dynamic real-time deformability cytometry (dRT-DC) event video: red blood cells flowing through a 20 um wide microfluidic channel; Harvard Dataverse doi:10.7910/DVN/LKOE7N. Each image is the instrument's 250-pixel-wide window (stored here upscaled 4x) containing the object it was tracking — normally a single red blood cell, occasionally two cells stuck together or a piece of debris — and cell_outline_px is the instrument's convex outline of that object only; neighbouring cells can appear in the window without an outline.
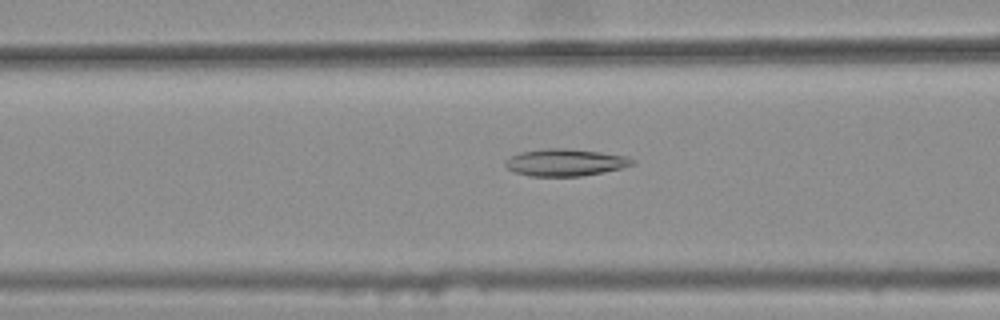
{"species": "common noctule bat (a hibernating species)", "species_latin": "Nyctalus noctula", "temperature_condition": "warm", "stored_images_in_passage": 42, "camera_frame_rate_fps": 3000, "um_per_image_px": 0.085, "animal": {"sex": "female", "body_mass_g": 25.1}, "frame": {"image": 1, "passage_image": 16, "time_ms": 5.0, "image_size_px": [1000, 320], "cell_outline_px": [[636, 164], [604, 172], [580, 176], [528, 176], [516, 172], [508, 168], [504, 164], [512, 156], [520, 152], [544, 148], [564, 148], [600, 152], [628, 156], [636, 160]], "centroid_in_image_um": [48.1, 13.8], "position_along_channel_um": 118.5, "area_um2": 20.0}}
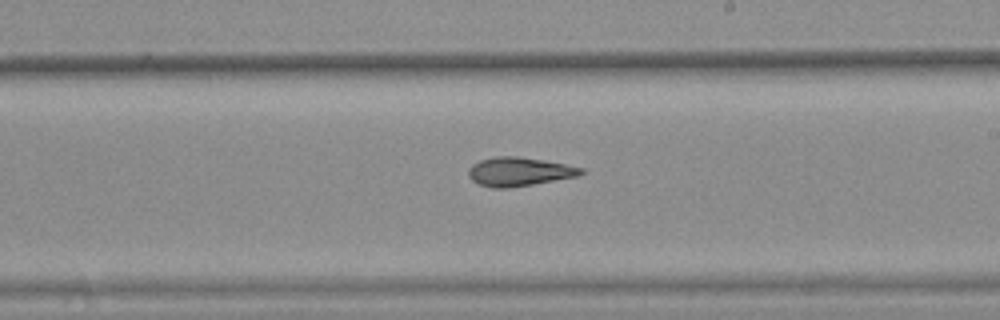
{"frame": {"image": 2, "passage_image": 26, "time_ms": 8.333, "image_size_px": [1000, 320], "cell_outline_px": [[584, 172], [576, 176], [532, 184], [508, 188], [492, 188], [476, 184], [468, 176], [468, 168], [472, 164], [480, 160], [496, 156], [520, 156], [544, 160], [584, 168]], "centroid_in_image_um": [44.06, 14.59], "position_along_channel_um": 244.9, "area_um2": 18.9}}
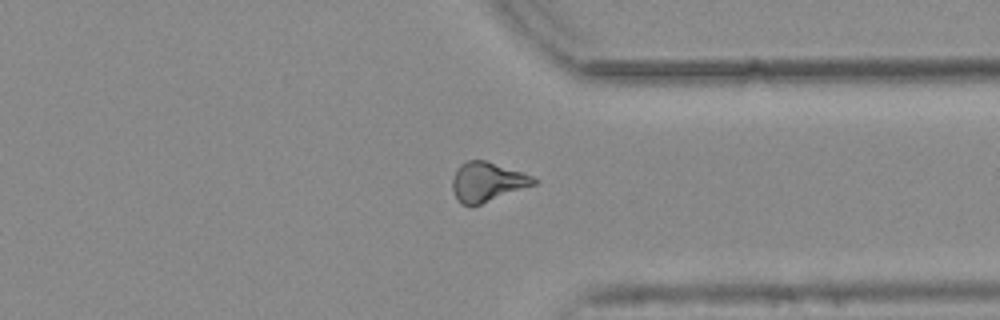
{"frame": {"image": 3, "passage_image": 36, "time_ms": 11.667, "image_size_px": [1000, 320], "cell_outline_px": [[540, 180], [536, 184], [480, 204], [460, 204], [456, 200], [452, 188], [452, 180], [460, 164], [468, 160], [484, 160], [532, 176]], "centroid_in_image_um": [41.4, 15.46], "position_along_channel_um": 370.0, "area_um2": 18.32}, "authors_computed_cell_mechanics": {"area_um2": 18.6983, "velocity_mm_per_s": 3.799, "shape_relaxation_time_tau1_ms": null, "shape_relaxation_time_tau2_ms": 5.2509, "deformation_change_tau1": null, "deformation_change_tau2": 0.1511}}